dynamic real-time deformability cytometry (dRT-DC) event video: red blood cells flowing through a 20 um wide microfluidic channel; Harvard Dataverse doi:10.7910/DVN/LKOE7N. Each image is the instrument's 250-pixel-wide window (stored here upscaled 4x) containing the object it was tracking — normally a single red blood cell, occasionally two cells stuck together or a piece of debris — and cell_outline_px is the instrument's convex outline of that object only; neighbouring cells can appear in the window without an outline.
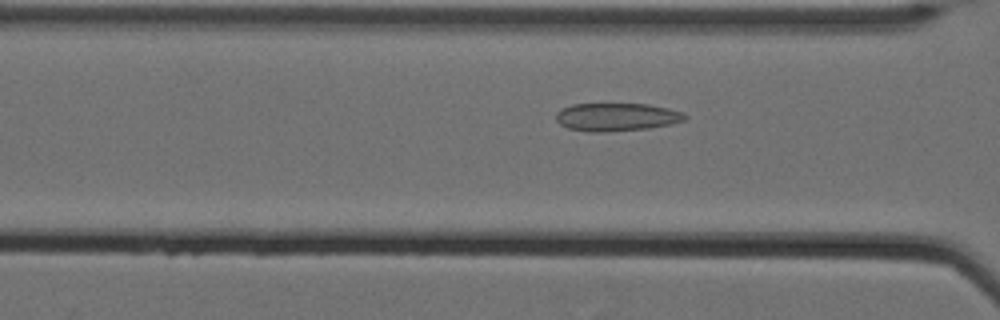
{"species": "Egyptian fruit bat (a non-hibernating species)", "species_latin": "Rousettus aegyptiacus", "temperature_condition": "cold", "stored_images_in_passage": 10, "camera_frame_rate_fps": 3000, "um_per_image_px": 0.085, "animal": {"sex": "female"}, "frame": {"image": 1, "passage_image": 7, "time_ms": 2.0, "image_size_px": [1000, 320], "cell_outline_px": [[688, 116], [684, 120], [672, 124], [648, 128], [604, 132], [588, 132], [568, 128], [560, 124], [556, 120], [556, 112], [560, 108], [572, 104], [648, 104], [668, 108], [684, 112]], "centroid_in_image_um": [52.4, 9.94], "position_along_channel_um": 114.2, "area_um2": 21.21}}